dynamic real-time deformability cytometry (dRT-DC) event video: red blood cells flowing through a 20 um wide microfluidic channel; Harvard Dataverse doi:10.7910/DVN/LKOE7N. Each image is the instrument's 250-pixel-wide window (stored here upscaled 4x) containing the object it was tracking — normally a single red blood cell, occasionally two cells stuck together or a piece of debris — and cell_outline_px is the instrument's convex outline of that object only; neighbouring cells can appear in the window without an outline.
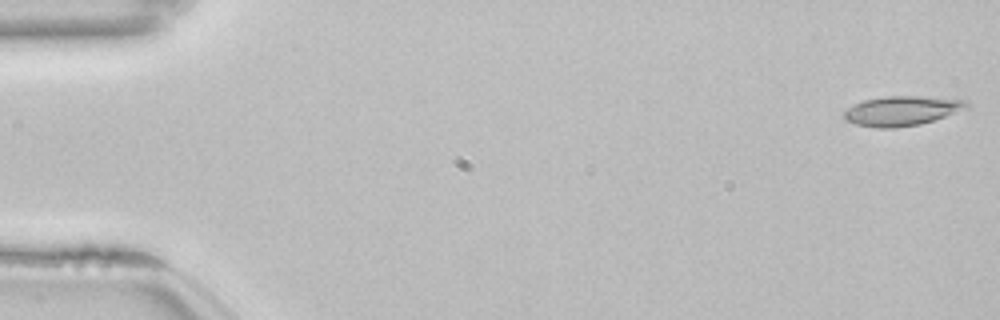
{"species": "common noctule bat (a hibernating species)", "species_latin": "Nyctalus noctula", "temperature_condition": "room temperature", "stored_images_in_passage": 53, "camera_frame_rate_fps": 3000, "um_per_image_px": 0.085, "animal": {"sex": "female", "body_mass_g": 22.7, "forearm_length_mm": 54.2}, "frame": {"image": 1, "passage_image": 1, "time_ms": 0.0, "image_size_px": [1000, 320], "cell_outline_px": [[968, 108], [920, 124], [896, 128], [876, 128], [856, 124], [848, 120], [844, 116], [844, 112], [848, 108], [864, 100], [884, 96], [920, 96], [968, 100]], "centroid_in_image_um": [76.67, 9.41], "position_along_channel_um": 8.3, "area_um2": 20.92}}
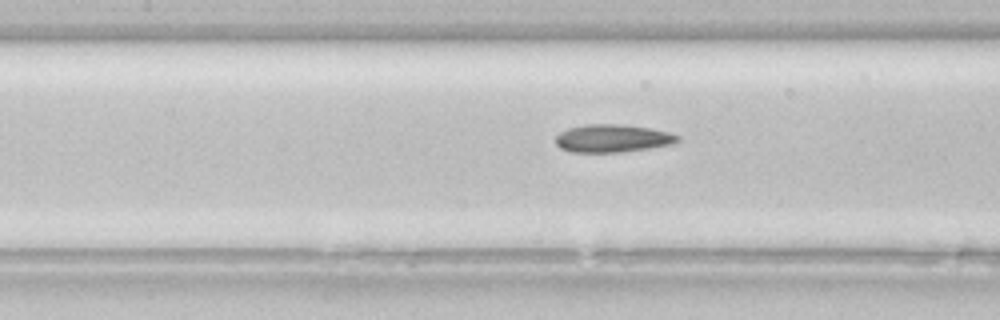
{"frame": {"image": 2, "passage_image": 24, "time_ms": 7.667, "image_size_px": [1000, 320], "cell_outline_px": [[680, 140], [672, 144], [648, 148], [620, 152], [568, 152], [560, 148], [556, 144], [556, 136], [560, 132], [568, 128], [584, 124], [620, 124], [652, 128], [668, 132], [680, 136]], "centroid_in_image_um": [52.05, 11.75], "position_along_channel_um": 155.4, "area_um2": 19.88}}
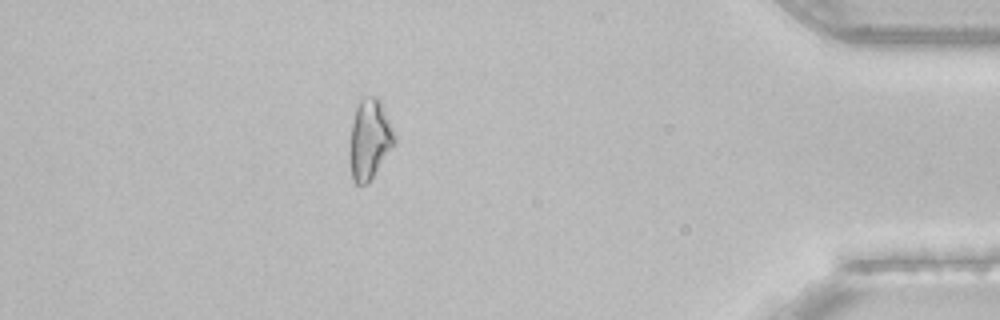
{"frame": {"image": 3, "passage_image": 47, "time_ms": 15.333, "image_size_px": [1000, 320], "cell_outline_px": [[396, 140], [368, 184], [356, 184], [352, 180], [348, 152], [352, 124], [356, 108], [360, 100], [364, 96], [376, 96], [380, 100], [396, 136]], "centroid_in_image_um": [31.38, 11.85], "position_along_channel_um": 403.8, "area_um2": 20.81}, "authors_computed_cell_mechanics": {"area_um2": 20.2878, "velocity_mm_per_s": 3.8509, "shape_relaxation_time_tau1_ms": null, "shape_relaxation_time_tau2_ms": 6.1228, "deformation_change_tau1": null, "deformation_change_tau2": 0.1448}}